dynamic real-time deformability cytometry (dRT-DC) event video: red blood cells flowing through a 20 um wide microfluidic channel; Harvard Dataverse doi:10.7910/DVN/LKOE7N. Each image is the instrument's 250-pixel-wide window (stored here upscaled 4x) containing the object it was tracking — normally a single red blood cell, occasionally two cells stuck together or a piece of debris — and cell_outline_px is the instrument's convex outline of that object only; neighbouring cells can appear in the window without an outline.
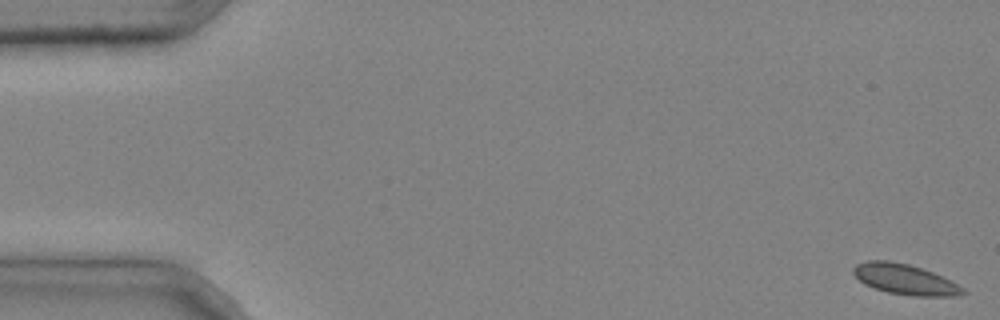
{"species": "common noctule bat (a hibernating species)", "species_latin": "Nyctalus noctula", "temperature_condition": "cold", "stored_images_in_passage": 4, "camera_frame_rate_fps": 3000, "um_per_image_px": 0.085, "animal": {"sex": "male", "body_mass_g": 20.4}, "frame": {"image": 1, "passage_image": 1, "time_ms": 0.0, "image_size_px": [1000, 320], "cell_outline_px": [[968, 292], [960, 296], [912, 296], [888, 292], [872, 288], [864, 284], [852, 272], [852, 268], [856, 264], [868, 260], [888, 260], [908, 264], [932, 272], [952, 280], [964, 288]], "centroid_in_image_um": [76.94, 23.75], "position_along_channel_um": 8.1, "area_um2": 19.59}}